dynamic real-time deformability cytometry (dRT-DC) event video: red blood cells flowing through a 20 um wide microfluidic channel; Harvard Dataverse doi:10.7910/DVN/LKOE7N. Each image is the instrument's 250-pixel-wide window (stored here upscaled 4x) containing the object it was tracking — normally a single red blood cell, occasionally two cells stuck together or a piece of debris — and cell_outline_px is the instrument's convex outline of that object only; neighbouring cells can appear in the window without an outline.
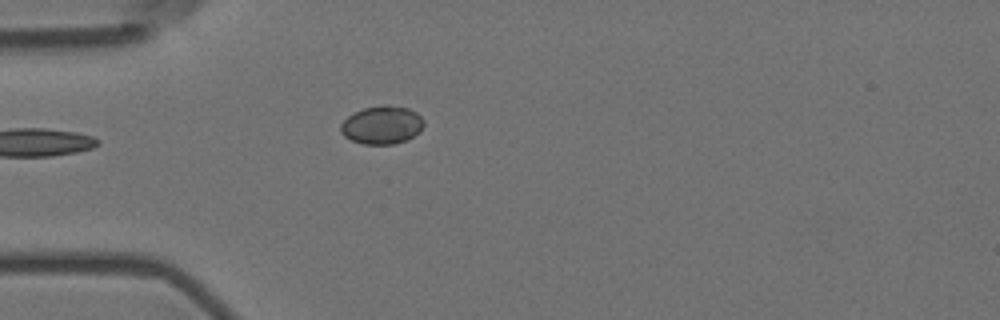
{"species": "Egyptian fruit bat (a non-hibernating species)", "species_latin": "Rousettus aegyptiacus", "temperature_condition": "room temperature", "stored_images_in_passage": 4, "camera_frame_rate_fps": 3000, "um_per_image_px": 0.085, "animal": {"sex": "female"}, "frame": {"image": 1, "passage_image": 4, "time_ms": 1.0, "image_size_px": [1000, 320], "cell_outline_px": [[424, 124], [420, 132], [404, 140], [392, 144], [364, 144], [352, 140], [344, 136], [340, 132], [340, 124], [352, 112], [364, 108], [384, 104], [388, 104], [408, 108], [416, 112], [424, 120]], "centroid_in_image_um": [32.45, 10.6], "position_along_channel_um": 52.6, "area_um2": 18.55}}